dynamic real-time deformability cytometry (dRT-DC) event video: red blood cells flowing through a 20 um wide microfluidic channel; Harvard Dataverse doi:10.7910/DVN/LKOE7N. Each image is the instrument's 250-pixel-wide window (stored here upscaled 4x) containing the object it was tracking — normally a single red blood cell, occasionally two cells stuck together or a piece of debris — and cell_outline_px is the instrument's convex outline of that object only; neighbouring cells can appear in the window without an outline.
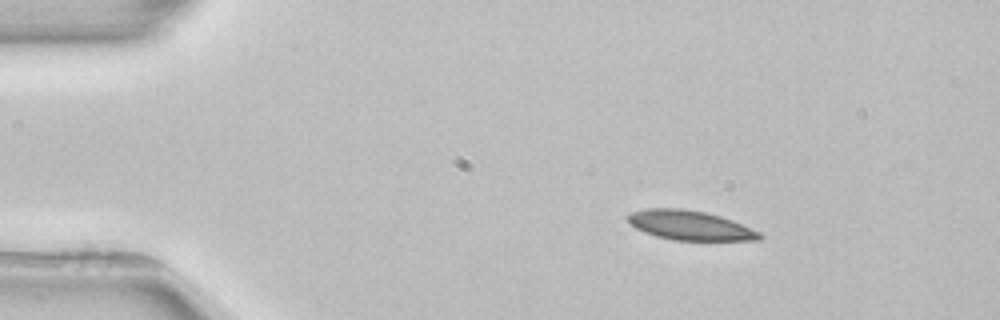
{"species": "common noctule bat (a hibernating species)", "species_latin": "Nyctalus noctula", "temperature_condition": "room temperature", "stored_images_in_passage": 3, "camera_frame_rate_fps": 3000, "um_per_image_px": 0.085, "animal": {"sex": "female", "body_mass_g": 22.7, "forearm_length_mm": 54.2}, "frame": {"image": 1, "passage_image": 1, "time_ms": 0.0, "image_size_px": [1000, 320], "cell_outline_px": [[764, 236], [760, 240], [672, 240], [656, 236], [644, 232], [636, 228], [624, 216], [632, 212], [644, 208], [680, 208], [704, 212], [720, 216], [732, 220], [760, 232]], "centroid_in_image_um": [58.63, 19.15], "position_along_channel_um": 26.4, "area_um2": 22.6}}
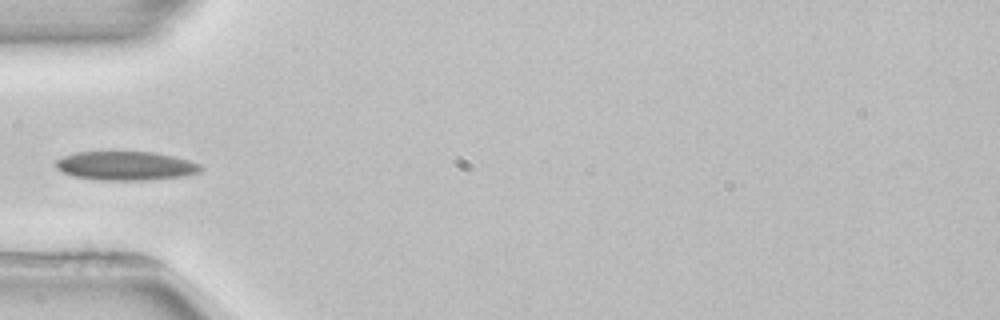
{"frame": {"image": 2, "passage_image": 3, "time_ms": 3.0, "image_size_px": [1000, 320], "cell_outline_px": [[204, 168], [200, 172], [184, 176], [148, 180], [100, 180], [72, 176], [56, 168], [56, 160], [64, 156], [76, 152], [152, 152], [172, 156], [188, 160], [200, 164]], "centroid_in_image_um": [10.7, 14.1], "position_along_channel_um": 74.3, "area_um2": 24.33}}